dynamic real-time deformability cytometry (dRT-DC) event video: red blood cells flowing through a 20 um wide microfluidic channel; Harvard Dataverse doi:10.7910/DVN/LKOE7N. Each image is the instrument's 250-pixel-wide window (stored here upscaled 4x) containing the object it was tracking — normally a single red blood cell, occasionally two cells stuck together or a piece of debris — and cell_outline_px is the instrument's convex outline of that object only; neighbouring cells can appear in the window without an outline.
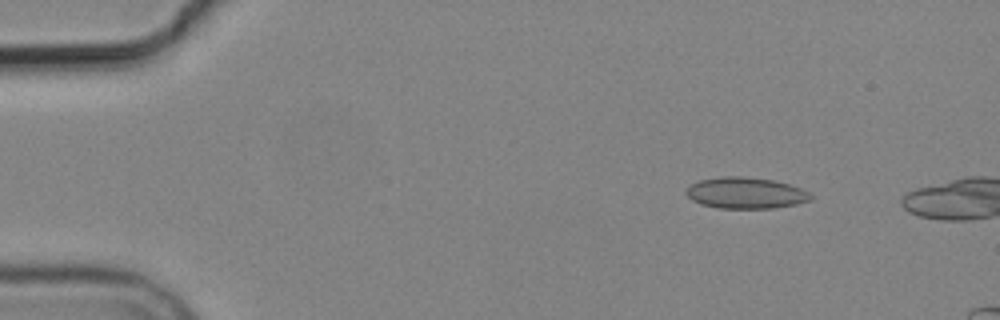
{"species": "common noctule bat (a hibernating species)", "species_latin": "Nyctalus noctula", "temperature_condition": "cold", "stored_images_in_passage": 5, "camera_frame_rate_fps": 3000, "um_per_image_px": 0.085, "animal": {"sex": "male", "body_mass_g": 19.2, "forearm_length_mm": 51.8}, "frame": {"image": 1, "passage_image": 2, "time_ms": 1.333, "image_size_px": [1000, 320], "cell_outline_px": [[812, 200], [796, 204], [772, 208], [716, 208], [700, 204], [692, 200], [684, 192], [688, 184], [700, 180], [724, 176], [740, 176], [772, 180], [788, 184], [800, 188], [808, 192], [812, 196]], "centroid_in_image_um": [63.33, 16.4], "position_along_channel_um": 21.7, "area_um2": 22.72}}